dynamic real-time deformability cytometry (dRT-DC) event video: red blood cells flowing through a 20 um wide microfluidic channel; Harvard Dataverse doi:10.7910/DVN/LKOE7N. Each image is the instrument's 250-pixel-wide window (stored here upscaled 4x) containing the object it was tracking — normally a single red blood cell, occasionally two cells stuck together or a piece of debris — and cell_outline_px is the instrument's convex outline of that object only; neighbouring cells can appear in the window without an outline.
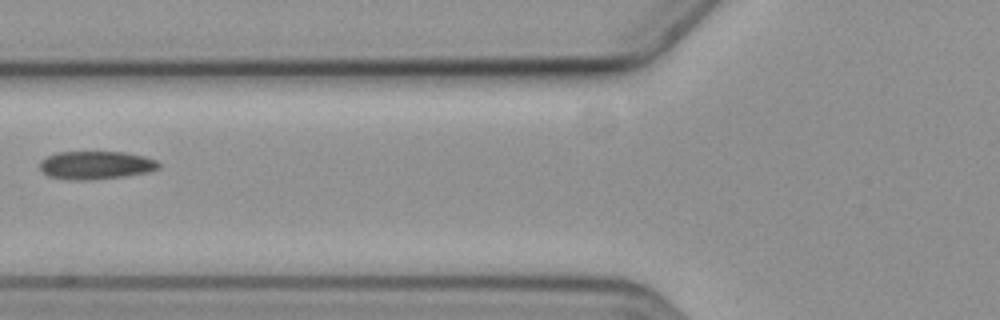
{"species": "common noctule bat (a hibernating species)", "species_latin": "Nyctalus noctula", "temperature_condition": "cold", "stored_images_in_passage": 9, "camera_frame_rate_fps": 3000, "um_per_image_px": 0.085, "animal": {"sex": "female", "body_mass_g": 19.3, "forearm_length_mm": 54.1}, "frame": {"image": 1, "passage_image": 6, "time_ms": 7.333, "image_size_px": [1000, 320], "cell_outline_px": [[160, 168], [148, 172], [124, 176], [92, 180], [72, 180], [48, 176], [40, 168], [40, 160], [56, 152], [124, 152], [144, 156], [156, 160], [160, 164]], "centroid_in_image_um": [8.15, 14.04], "position_along_channel_um": 117.6, "area_um2": 19.54}}
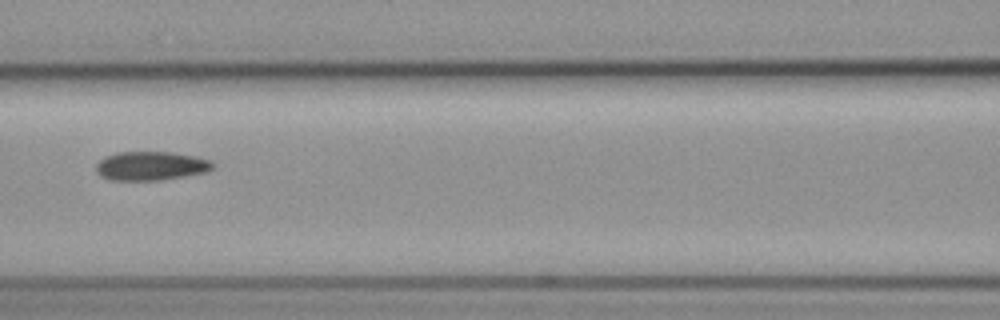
{"frame": {"image": 2, "passage_image": 7, "time_ms": 8.333, "image_size_px": [1000, 320], "cell_outline_px": [[216, 164], [212, 168], [204, 172], [184, 176], [160, 180], [108, 180], [100, 176], [96, 172], [96, 164], [104, 156], [116, 152], [172, 152], [196, 156], [208, 160]], "centroid_in_image_um": [12.78, 14.1], "position_along_channel_um": 153.8, "area_um2": 19.71}}
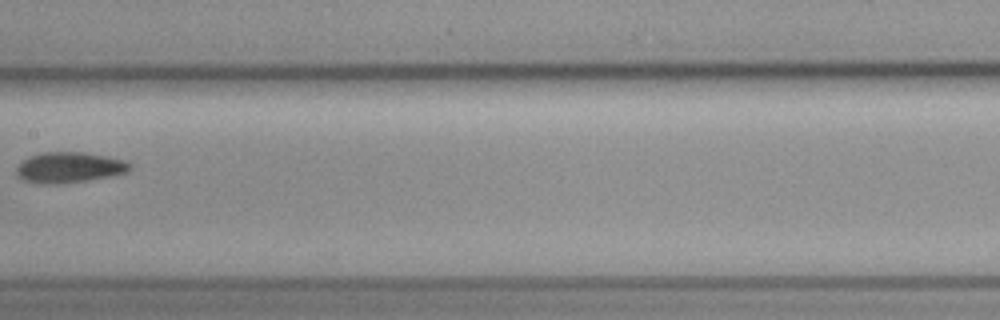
{"frame": {"image": 3, "passage_image": 8, "time_ms": 9.667, "image_size_px": [1000, 320], "cell_outline_px": [[132, 168], [128, 172], [108, 176], [84, 180], [24, 180], [16, 172], [16, 168], [24, 160], [40, 152], [84, 152], [124, 160], [132, 164]], "centroid_in_image_um": [5.99, 14.15], "position_along_channel_um": 201.4, "area_um2": 18.84}}